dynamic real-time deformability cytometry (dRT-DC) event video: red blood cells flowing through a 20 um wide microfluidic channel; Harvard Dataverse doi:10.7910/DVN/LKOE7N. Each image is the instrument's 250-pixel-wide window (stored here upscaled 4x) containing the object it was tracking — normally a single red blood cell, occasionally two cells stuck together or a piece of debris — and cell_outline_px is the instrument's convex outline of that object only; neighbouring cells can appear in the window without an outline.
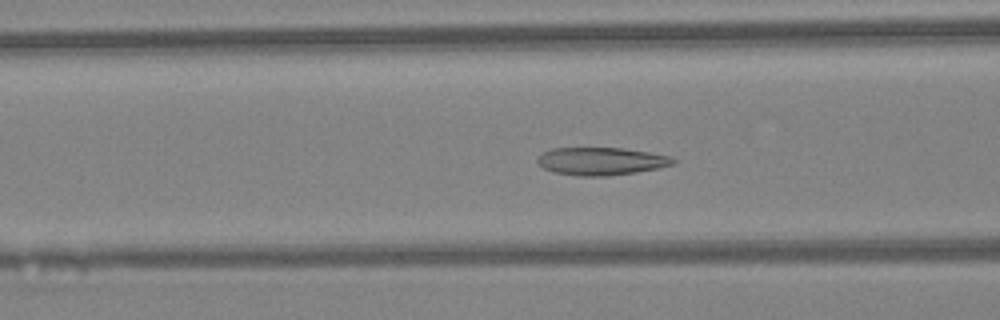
{"species": "Egyptian fruit bat (a non-hibernating species)", "species_latin": "Rousettus aegyptiacus", "temperature_condition": "warm", "stored_images_in_passage": 38, "camera_frame_rate_fps": 3000, "um_per_image_px": 0.085, "animal": {"sex": "female"}, "frame": {"image": 1, "passage_image": 9, "time_ms": 2.667, "image_size_px": [1000, 320], "cell_outline_px": [[676, 164], [636, 172], [608, 176], [580, 176], [552, 172], [544, 168], [536, 160], [544, 152], [552, 148], [624, 148], [672, 156], [676, 160]], "centroid_in_image_um": [51.13, 13.7], "position_along_channel_um": 115.5, "area_um2": 21.91}}
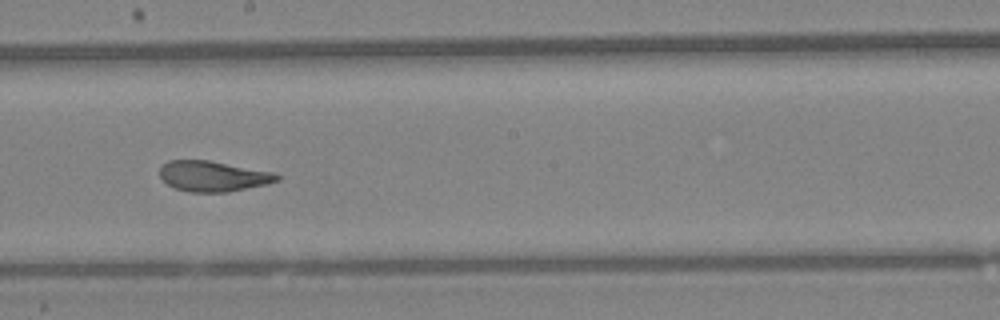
{"frame": {"image": 2, "passage_image": 17, "time_ms": 5.333, "image_size_px": [1000, 320], "cell_outline_px": [[280, 180], [268, 184], [228, 192], [188, 192], [176, 188], [168, 184], [160, 176], [160, 168], [168, 160], [208, 160], [276, 172], [280, 176]], "centroid_in_image_um": [18.16, 14.97], "position_along_channel_um": 230.0, "area_um2": 20.92}}
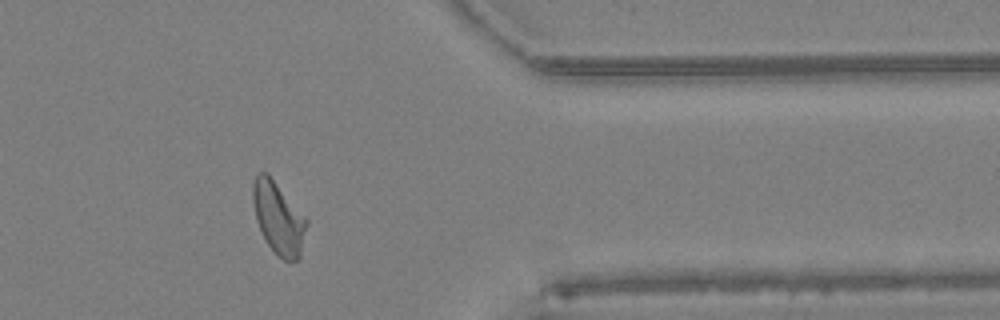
{"frame": {"image": 3, "passage_image": 29, "time_ms": 9.333, "image_size_px": [1000, 320], "cell_outline_px": [[308, 224], [300, 260], [284, 260], [268, 244], [256, 220], [252, 200], [252, 184], [256, 176], [260, 172], [268, 172], [308, 220]], "centroid_in_image_um": [23.68, 18.51], "position_along_channel_um": 387.7, "area_um2": 22.54}, "authors_computed_cell_mechanics": {"area_um2": 21.9062, "velocity_mm_per_s": 4.3345, "shape_relaxation_time_tau1_ms": null, "shape_relaxation_time_tau2_ms": 1.2774, "deformation_change_tau1": null, "deformation_change_tau2": 0.0878}}